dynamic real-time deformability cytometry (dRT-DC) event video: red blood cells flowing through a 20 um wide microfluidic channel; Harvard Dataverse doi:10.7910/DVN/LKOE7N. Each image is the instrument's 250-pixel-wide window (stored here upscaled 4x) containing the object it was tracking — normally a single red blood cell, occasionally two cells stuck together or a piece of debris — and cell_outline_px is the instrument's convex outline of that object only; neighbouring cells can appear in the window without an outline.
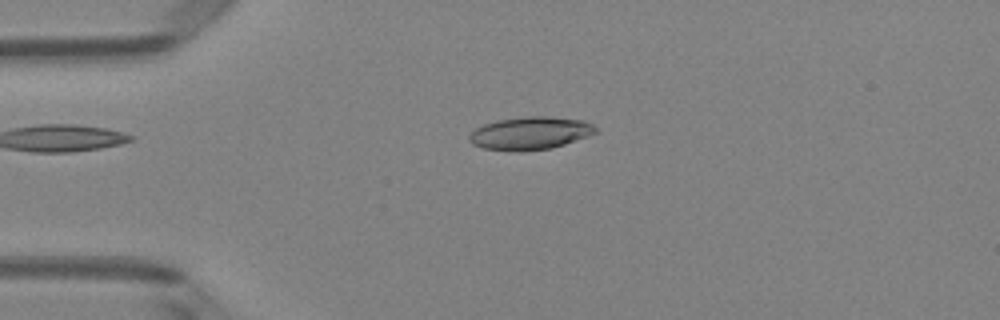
{"species": "Egyptian fruit bat (a non-hibernating species)", "species_latin": "Rousettus aegyptiacus", "temperature_condition": "room temperature", "stored_images_in_passage": 6, "camera_frame_rate_fps": 3000, "um_per_image_px": 0.085, "animal": {"sex": "female"}, "frame": {"image": 1, "passage_image": 3, "time_ms": 0.667, "image_size_px": [1000, 320], "cell_outline_px": [[596, 132], [588, 136], [552, 148], [520, 152], [516, 152], [484, 148], [472, 144], [468, 140], [468, 136], [476, 128], [484, 124], [496, 120], [524, 116], [548, 116], [584, 120], [592, 124], [596, 128]], "centroid_in_image_um": [45.04, 11.32], "position_along_channel_um": 40.0, "area_um2": 24.33}}
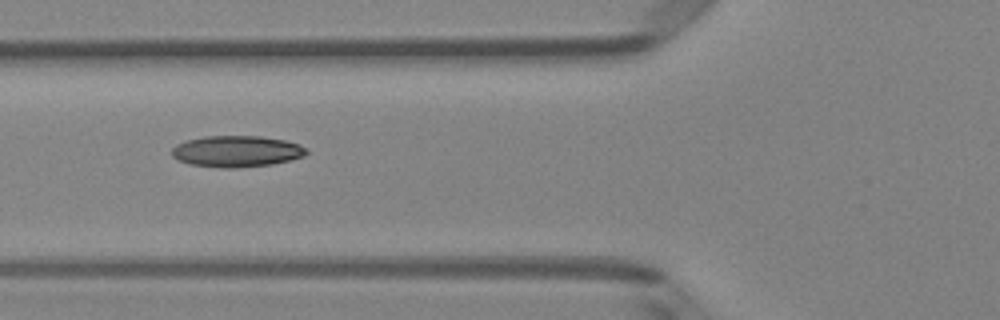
{"frame": {"image": 2, "passage_image": 5, "time_ms": 1.333, "image_size_px": [1000, 320], "cell_outline_px": [[308, 152], [304, 156], [272, 164], [236, 168], [220, 168], [192, 164], [180, 160], [172, 156], [172, 148], [176, 144], [188, 140], [204, 136], [260, 136], [284, 140], [300, 144], [308, 148]], "centroid_in_image_um": [20.14, 12.86], "position_along_channel_um": 105.7, "area_um2": 24.51}}
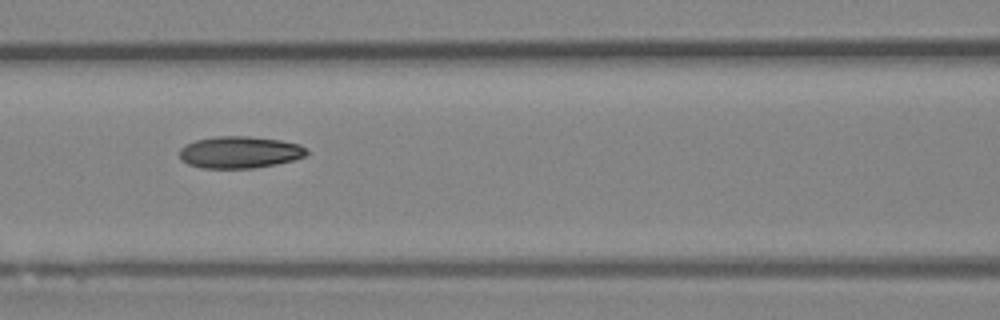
{"frame": {"image": 3, "passage_image": 6, "time_ms": 1.667, "image_size_px": [1000, 320], "cell_outline_px": [[308, 152], [304, 156], [292, 160], [276, 164], [256, 168], [200, 168], [188, 164], [180, 156], [180, 148], [184, 144], [196, 140], [216, 136], [248, 136], [280, 140], [300, 144], [308, 148]], "centroid_in_image_um": [20.38, 12.93], "position_along_channel_um": 146.2, "area_um2": 23.7}}